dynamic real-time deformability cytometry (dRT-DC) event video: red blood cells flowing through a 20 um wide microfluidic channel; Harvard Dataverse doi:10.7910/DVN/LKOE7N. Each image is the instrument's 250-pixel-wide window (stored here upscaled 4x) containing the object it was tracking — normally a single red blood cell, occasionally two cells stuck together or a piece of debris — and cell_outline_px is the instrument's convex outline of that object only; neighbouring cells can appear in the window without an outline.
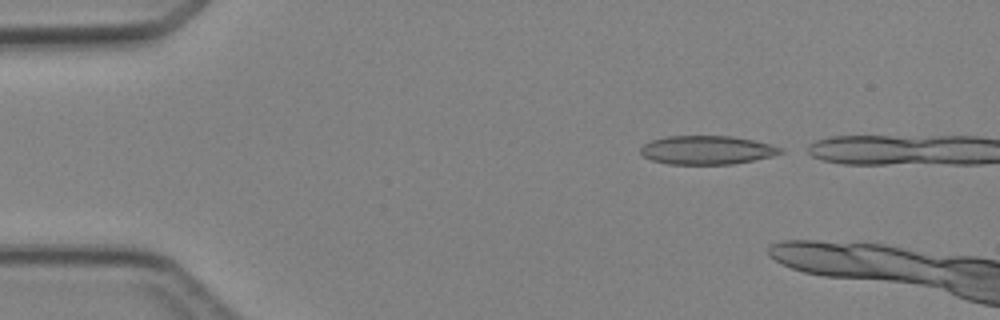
{"species": "Egyptian fruit bat (a non-hibernating species)", "species_latin": "Rousettus aegyptiacus", "temperature_condition": "cold", "stored_images_in_passage": 3, "segment_of_instrument_passage": [2, 2], "camera_frame_rate_fps": 3000, "um_per_image_px": 0.085, "animal": {"sex": "female"}, "frame": {"image": 1, "passage_image": 3, "time_ms": 3.0, "image_size_px": [1000, 320], "cell_outline_px": [[784, 152], [772, 156], [732, 164], [668, 164], [652, 160], [644, 156], [640, 152], [640, 148], [644, 144], [652, 140], [664, 136], [732, 136], [752, 140], [784, 148]], "centroid_in_image_um": [60.07, 12.75], "position_along_channel_um": 24.9, "area_um2": 23.29}}